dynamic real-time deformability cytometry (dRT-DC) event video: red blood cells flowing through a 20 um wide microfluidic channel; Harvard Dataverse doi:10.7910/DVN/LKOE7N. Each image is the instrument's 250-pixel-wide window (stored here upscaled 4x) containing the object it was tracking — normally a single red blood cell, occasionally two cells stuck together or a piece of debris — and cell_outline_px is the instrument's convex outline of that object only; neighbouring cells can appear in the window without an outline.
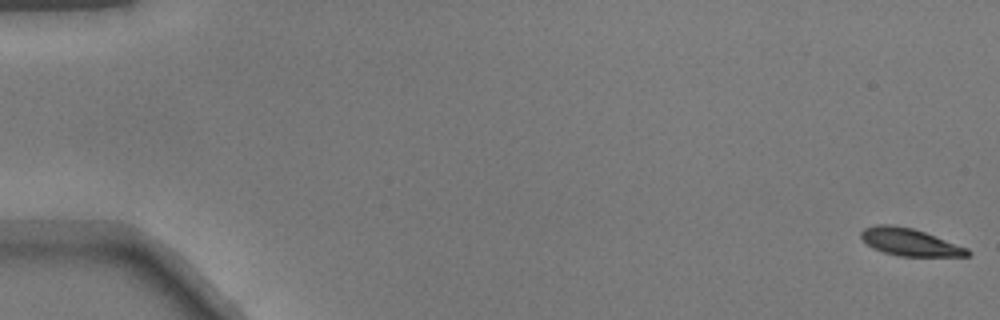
{"species": "common noctule bat (a hibernating species)", "species_latin": "Nyctalus noctula", "temperature_condition": "warm", "stored_images_in_passage": 52, "camera_frame_rate_fps": 3000, "um_per_image_px": 0.085, "animal": {"sex": "male", "body_mass_g": 17.9}, "frame": {"image": 1, "passage_image": 1, "time_ms": 0.0, "image_size_px": [1000, 320], "cell_outline_px": [[972, 252], [968, 256], [900, 256], [884, 252], [872, 248], [860, 236], [860, 232], [864, 228], [876, 224], [892, 224], [912, 228], [924, 232], [968, 248]], "centroid_in_image_um": [77.32, 20.57], "position_along_channel_um": 7.7, "area_um2": 16.88}}
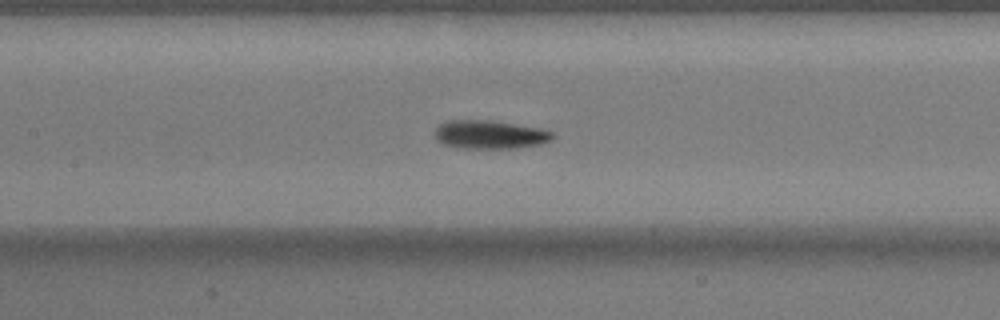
{"frame": {"image": 2, "passage_image": 25, "time_ms": 8.0, "image_size_px": [1000, 320], "cell_outline_px": [[552, 140], [540, 144], [516, 148], [456, 148], [444, 144], [436, 140], [436, 128], [440, 124], [448, 120], [484, 120], [540, 128], [552, 132]], "centroid_in_image_um": [41.6, 11.45], "position_along_channel_um": 165.8, "area_um2": 19.31}}
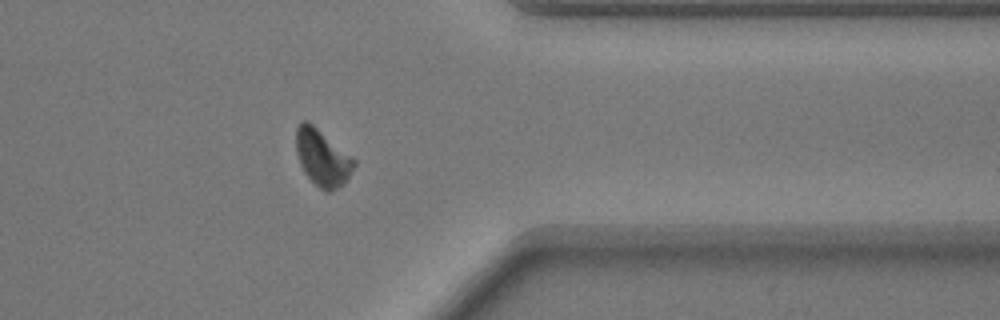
{"frame": {"image": 3, "passage_image": 42, "time_ms": 13.667, "image_size_px": [1000, 320], "cell_outline_px": [[356, 164], [344, 184], [328, 192], [324, 192], [304, 172], [300, 164], [296, 152], [296, 128], [304, 120], [308, 120], [356, 160]], "centroid_in_image_um": [27.4, 13.4], "position_along_channel_um": 384.0, "area_um2": 18.9}}